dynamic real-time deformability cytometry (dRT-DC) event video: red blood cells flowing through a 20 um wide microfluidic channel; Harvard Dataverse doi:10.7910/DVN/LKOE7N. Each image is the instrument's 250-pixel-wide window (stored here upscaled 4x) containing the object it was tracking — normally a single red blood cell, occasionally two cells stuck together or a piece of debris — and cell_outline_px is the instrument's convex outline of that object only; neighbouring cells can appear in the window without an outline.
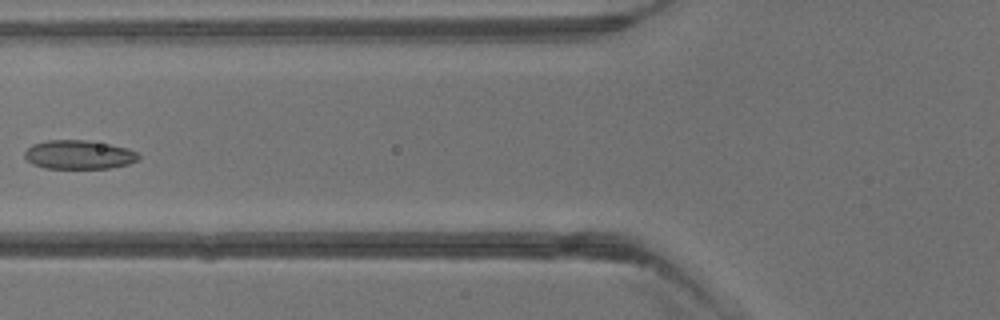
{"species": "common noctule bat (a hibernating species)", "species_latin": "Nyctalus noctula", "temperature_condition": "warm", "stored_images_in_passage": 4, "camera_frame_rate_fps": 3000, "um_per_image_px": 0.085, "animal": {"sex": "male", "body_mass_g": 13.3}, "frame": {"image": 1, "passage_image": 4, "time_ms": 3.667, "image_size_px": [1000, 320], "cell_outline_px": [[140, 160], [128, 164], [108, 168], [44, 168], [32, 164], [24, 156], [24, 152], [32, 144], [48, 140], [84, 140], [108, 144], [128, 148], [136, 152], [140, 156]], "centroid_in_image_um": [6.7, 13.15], "position_along_channel_um": 119.1, "area_um2": 19.13}}